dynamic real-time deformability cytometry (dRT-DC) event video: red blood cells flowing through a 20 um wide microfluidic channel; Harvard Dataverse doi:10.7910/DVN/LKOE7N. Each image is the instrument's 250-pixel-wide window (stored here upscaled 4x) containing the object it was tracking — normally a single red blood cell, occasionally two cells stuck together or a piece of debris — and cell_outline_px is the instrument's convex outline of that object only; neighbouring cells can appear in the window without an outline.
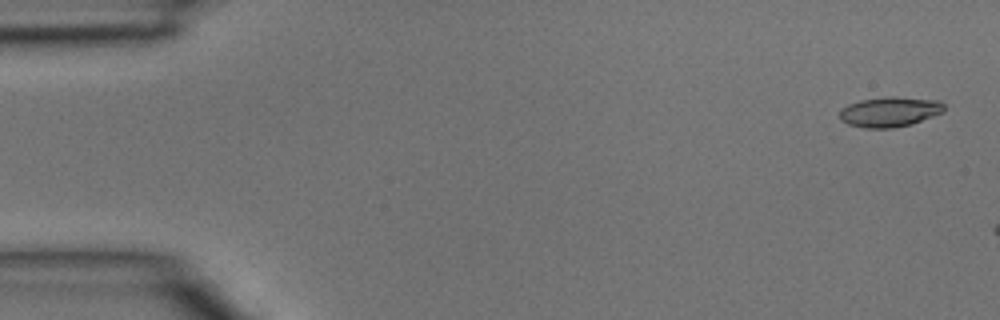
{"species": "common noctule bat (a hibernating species)", "species_latin": "Nyctalus noctula", "temperature_condition": "room temperature", "stored_images_in_passage": 5, "camera_frame_rate_fps": 3000, "um_per_image_px": 0.085, "animal": {"sex": "male", "body_mass_g": 15.6}, "frame": {"image": 1, "passage_image": 1, "time_ms": 0.0, "image_size_px": [1000, 320], "cell_outline_px": [[944, 112], [912, 124], [892, 128], [864, 128], [848, 124], [840, 120], [840, 108], [848, 104], [860, 100], [892, 96], [896, 96], [940, 100], [944, 104]], "centroid_in_image_um": [75.63, 9.5], "position_along_channel_um": 9.4, "area_um2": 18.5}}
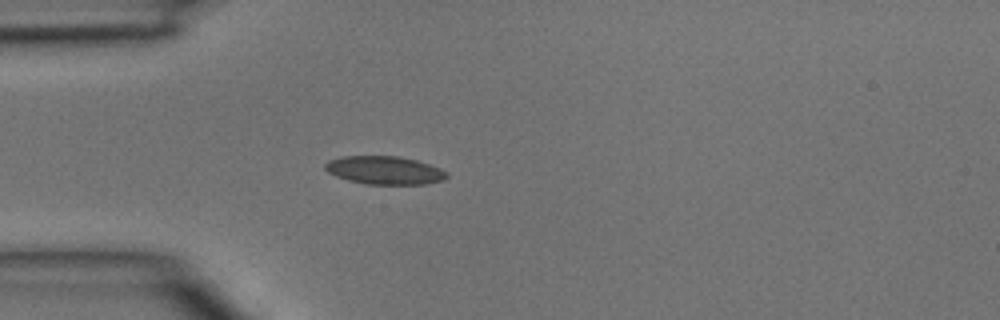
{"frame": {"image": 2, "passage_image": 5, "time_ms": 1.333, "image_size_px": [1000, 320], "cell_outline_px": [[448, 176], [444, 180], [424, 184], [368, 184], [348, 180], [336, 176], [328, 172], [324, 168], [324, 164], [328, 160], [340, 156], [400, 156], [416, 160], [440, 168], [448, 172]], "centroid_in_image_um": [32.68, 14.46], "position_along_channel_um": 52.3, "area_um2": 20.06}}